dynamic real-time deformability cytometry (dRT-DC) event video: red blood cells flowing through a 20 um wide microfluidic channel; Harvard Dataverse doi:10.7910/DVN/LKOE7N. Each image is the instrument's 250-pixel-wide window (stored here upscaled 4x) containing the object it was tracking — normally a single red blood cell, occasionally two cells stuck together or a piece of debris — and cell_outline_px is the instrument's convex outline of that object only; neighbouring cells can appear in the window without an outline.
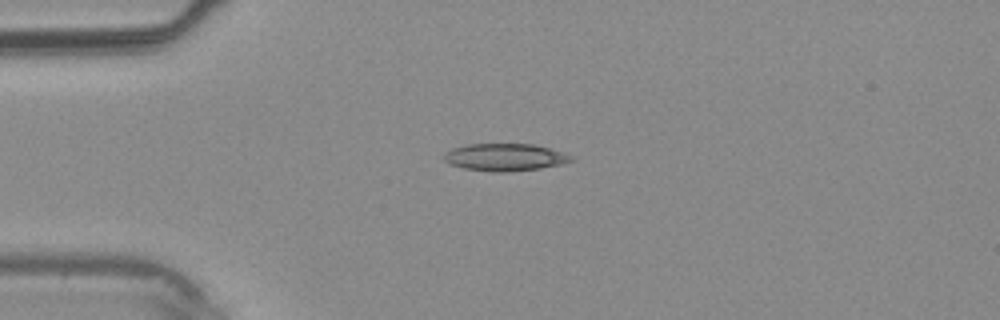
{"species": "common noctule bat (a hibernating species)", "species_latin": "Nyctalus noctula", "temperature_condition": "warm", "stored_images_in_passage": 30, "camera_frame_rate_fps": 3000, "um_per_image_px": 0.085, "animal": {"sex": "male", "body_mass_g": 20.4}, "frame": {"image": 1, "passage_image": 1, "time_ms": 0.0, "image_size_px": [1000, 320], "cell_outline_px": [[572, 160], [560, 164], [540, 168], [504, 172], [492, 172], [464, 168], [448, 164], [444, 160], [444, 152], [452, 148], [468, 144], [536, 144], [552, 148], [572, 156]], "centroid_in_image_um": [42.89, 13.35], "position_along_channel_um": 42.1, "area_um2": 20.29}}
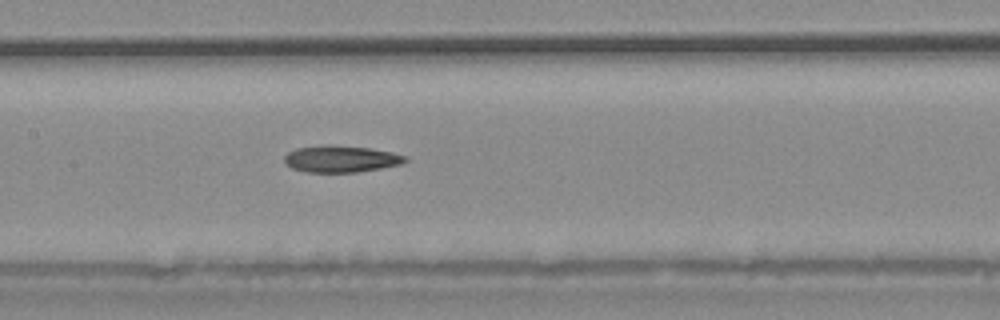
{"frame": {"image": 2, "passage_image": 10, "time_ms": 3.0, "image_size_px": [1000, 320], "cell_outline_px": [[408, 160], [404, 164], [356, 172], [308, 172], [292, 168], [284, 164], [284, 156], [288, 152], [296, 148], [320, 144], [328, 144], [372, 148], [392, 152], [408, 156]], "centroid_in_image_um": [28.99, 13.49], "position_along_channel_um": 178.4, "area_um2": 19.19}}
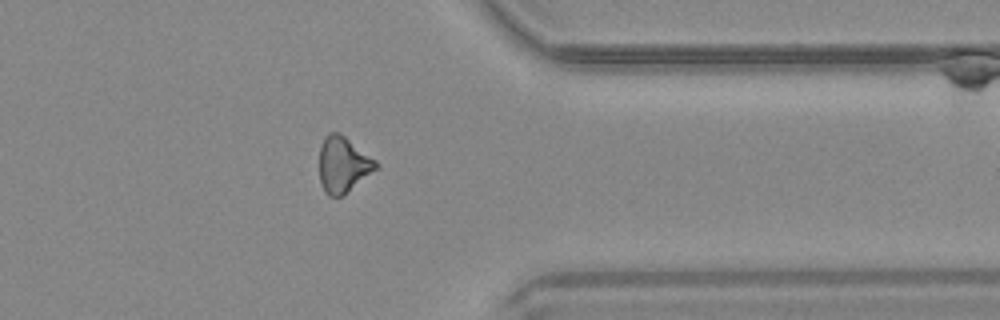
{"frame": {"image": 3, "passage_image": 22, "time_ms": 7.0, "image_size_px": [1000, 320], "cell_outline_px": [[380, 168], [344, 196], [328, 196], [324, 192], [320, 184], [320, 148], [324, 136], [328, 132], [340, 132], [376, 160], [380, 164]], "centroid_in_image_um": [29.2, 14.01], "position_along_channel_um": 382.2, "area_um2": 18.96}}